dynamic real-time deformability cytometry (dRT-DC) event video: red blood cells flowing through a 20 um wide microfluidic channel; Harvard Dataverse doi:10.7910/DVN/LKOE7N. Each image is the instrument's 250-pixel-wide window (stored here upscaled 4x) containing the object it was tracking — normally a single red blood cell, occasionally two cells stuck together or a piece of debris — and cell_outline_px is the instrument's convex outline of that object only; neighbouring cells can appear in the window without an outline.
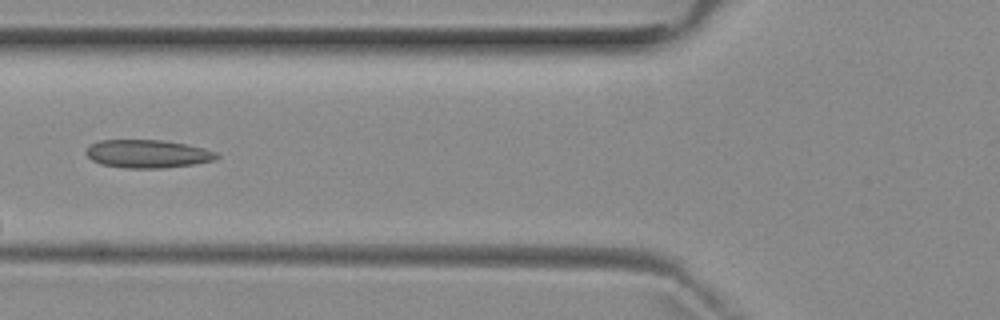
{"species": "common noctule bat (a hibernating species)", "species_latin": "Nyctalus noctula", "temperature_condition": "room temperature", "stored_images_in_passage": 5, "camera_frame_rate_fps": 3000, "um_per_image_px": 0.085, "animal": {"sex": "female", "body_mass_g": 29.2, "forearm_length_mm": 56.3}, "frame": {"image": 1, "passage_image": 3, "time_ms": 2.333, "image_size_px": [1000, 320], "cell_outline_px": [[220, 156], [216, 160], [192, 164], [164, 168], [128, 168], [100, 164], [92, 160], [84, 152], [92, 144], [100, 140], [164, 140], [204, 148], [216, 152]], "centroid_in_image_um": [12.56, 13.08], "position_along_channel_um": 113.2, "area_um2": 21.33}}
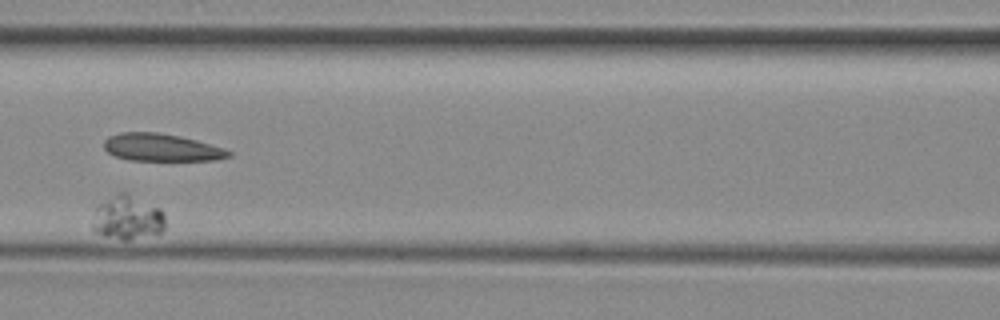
{"frame": {"image": 2, "passage_image": 4, "time_ms": 3.333, "image_size_px": [1000, 320], "cell_outline_px": [[164, 228], [160, 232], [128, 240], [124, 240], [104, 236], [96, 232], [92, 228], [92, 224], [96, 204], [120, 192], [128, 192], [160, 208], [164, 212]], "centroid_in_image_um": [10.81, 18.48], "position_along_channel_um": 155.8, "area_um2": 18.79}}
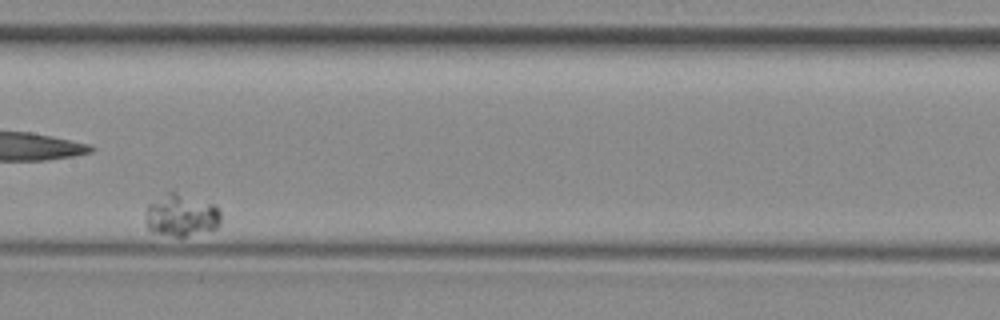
{"frame": {"image": 3, "passage_image": 5, "time_ms": 4.667, "image_size_px": [1000, 320], "cell_outline_px": [[220, 224], [212, 232], [184, 236], [176, 236], [152, 232], [144, 224], [144, 212], [148, 204], [172, 188], [216, 204], [220, 208]], "centroid_in_image_um": [15.42, 18.25], "position_along_channel_um": 192.0, "area_um2": 19.65}}